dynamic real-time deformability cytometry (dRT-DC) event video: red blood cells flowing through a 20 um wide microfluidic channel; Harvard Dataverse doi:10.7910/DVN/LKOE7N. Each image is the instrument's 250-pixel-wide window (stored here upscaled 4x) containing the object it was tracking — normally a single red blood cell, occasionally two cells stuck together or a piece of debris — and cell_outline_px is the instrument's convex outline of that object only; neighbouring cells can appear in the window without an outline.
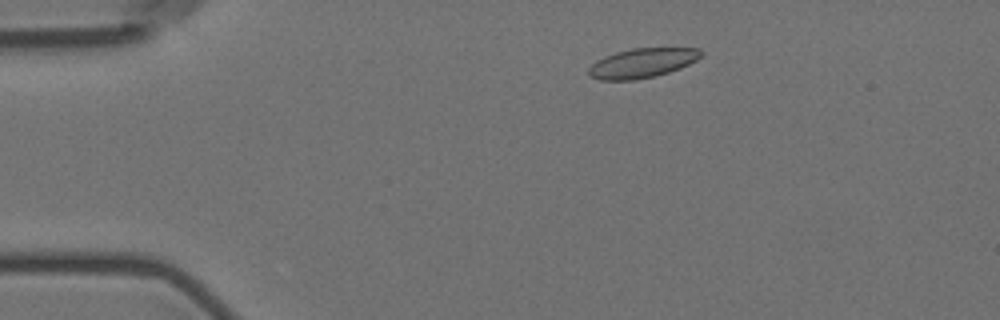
{"species": "Egyptian fruit bat (a non-hibernating species)", "species_latin": "Rousettus aegyptiacus", "temperature_condition": "room temperature", "stored_images_in_passage": 5, "camera_frame_rate_fps": 3000, "um_per_image_px": 0.085, "animal": {"sex": "female"}, "frame": {"image": 1, "passage_image": 2, "time_ms": 1.333, "image_size_px": [1000, 320], "cell_outline_px": [[704, 52], [696, 60], [680, 68], [668, 72], [652, 76], [632, 80], [600, 80], [588, 76], [588, 68], [596, 60], [604, 56], [616, 52], [632, 48], [700, 48]], "centroid_in_image_um": [54.55, 5.35], "position_along_channel_um": 30.4, "area_um2": 19.25}}
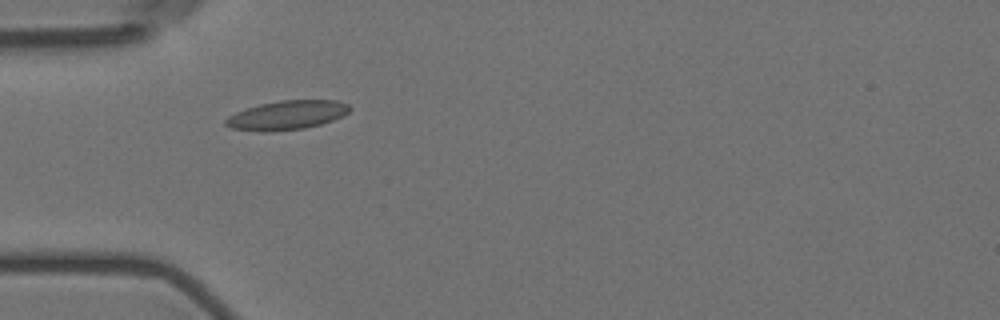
{"frame": {"image": 2, "passage_image": 4, "time_ms": 3.667, "image_size_px": [1000, 320], "cell_outline_px": [[352, 108], [344, 116], [320, 124], [304, 128], [264, 132], [232, 128], [224, 124], [224, 120], [228, 116], [236, 112], [260, 104], [280, 100], [336, 100], [348, 104]], "centroid_in_image_um": [24.4, 9.78], "position_along_channel_um": 60.6, "area_um2": 20.92}}
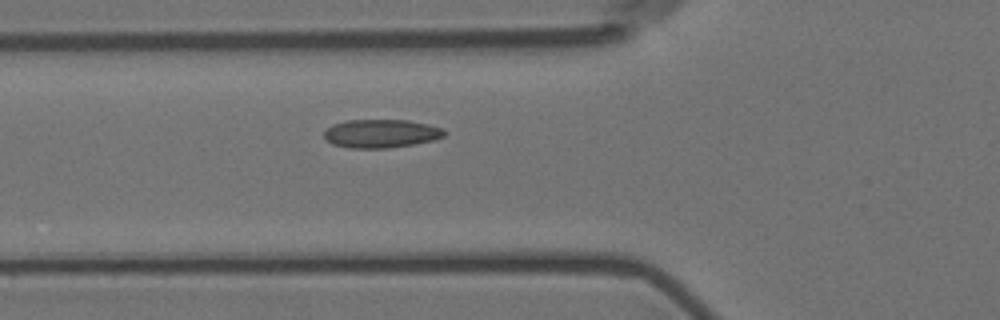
{"frame": {"image": 3, "passage_image": 5, "time_ms": 4.667, "image_size_px": [1000, 320], "cell_outline_px": [[448, 132], [444, 136], [432, 140], [412, 144], [388, 148], [348, 148], [332, 144], [324, 136], [324, 128], [332, 124], [348, 120], [408, 120], [428, 124], [444, 128]], "centroid_in_image_um": [32.38, 11.34], "position_along_channel_um": 93.4, "area_um2": 20.06}}